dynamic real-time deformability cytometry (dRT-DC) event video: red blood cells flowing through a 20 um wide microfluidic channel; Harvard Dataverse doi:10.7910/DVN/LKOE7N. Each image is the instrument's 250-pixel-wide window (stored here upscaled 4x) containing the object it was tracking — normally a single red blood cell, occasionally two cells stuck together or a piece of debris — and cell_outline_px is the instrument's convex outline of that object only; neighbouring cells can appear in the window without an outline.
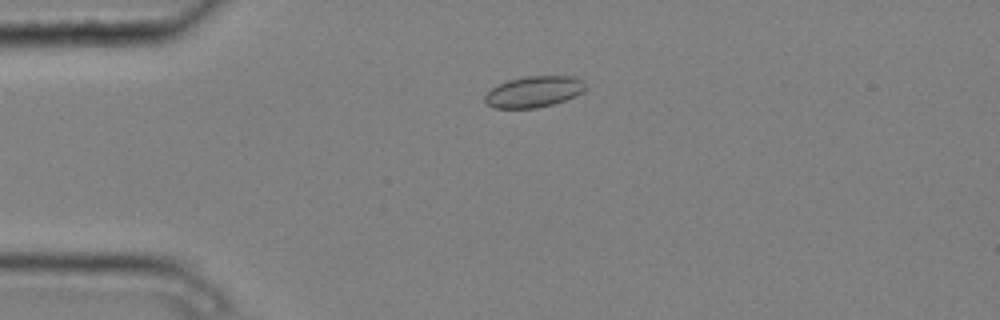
{"species": "common noctule bat (a hibernating species)", "species_latin": "Nyctalus noctula", "temperature_condition": "cold", "stored_images_in_passage": 1, "camera_frame_rate_fps": 3000, "um_per_image_px": 0.085, "animal": {"sex": "male", "body_mass_g": 20.4}, "frame": {"image": 1, "passage_image": 1, "time_ms": 0.0, "image_size_px": [1000, 320], "cell_outline_px": [[584, 92], [576, 96], [552, 104], [536, 108], [496, 108], [488, 104], [484, 100], [484, 96], [492, 88], [508, 80], [524, 76], [572, 76], [584, 80]], "centroid_in_image_um": [45.39, 7.79], "position_along_channel_um": 39.6, "area_um2": 18.15}}